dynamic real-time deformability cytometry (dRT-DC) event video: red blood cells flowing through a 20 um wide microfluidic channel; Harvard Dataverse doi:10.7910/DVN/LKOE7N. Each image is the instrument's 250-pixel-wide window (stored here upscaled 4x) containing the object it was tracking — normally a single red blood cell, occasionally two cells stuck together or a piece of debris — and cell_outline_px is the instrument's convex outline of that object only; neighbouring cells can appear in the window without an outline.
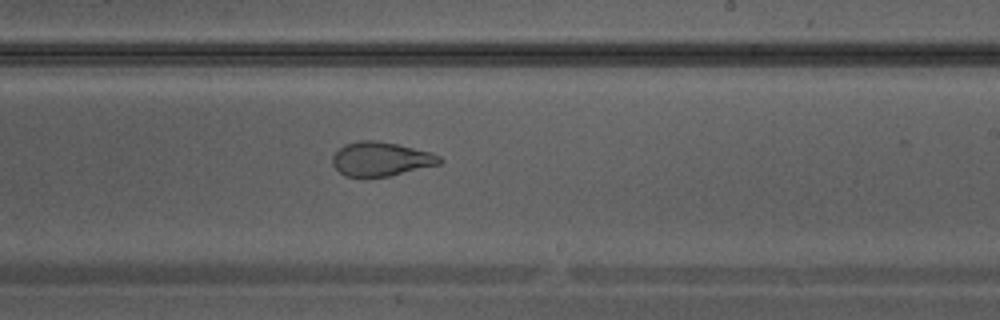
{"species": "Egyptian fruit bat (a non-hibernating species)", "species_latin": "Rousettus aegyptiacus", "temperature_condition": "warm", "stored_images_in_passage": 20, "camera_frame_rate_fps": 3000, "um_per_image_px": 0.085, "animal": {"sex": "male"}, "frame": {"image": 1, "passage_image": 12, "time_ms": 3.667, "image_size_px": [1000, 320], "cell_outline_px": [[444, 160], [440, 164], [388, 176], [344, 176], [332, 164], [332, 156], [344, 144], [360, 140], [376, 140], [396, 144], [432, 152], [440, 156]], "centroid_in_image_um": [32.39, 13.5], "position_along_channel_um": 256.6, "area_um2": 21.15}}